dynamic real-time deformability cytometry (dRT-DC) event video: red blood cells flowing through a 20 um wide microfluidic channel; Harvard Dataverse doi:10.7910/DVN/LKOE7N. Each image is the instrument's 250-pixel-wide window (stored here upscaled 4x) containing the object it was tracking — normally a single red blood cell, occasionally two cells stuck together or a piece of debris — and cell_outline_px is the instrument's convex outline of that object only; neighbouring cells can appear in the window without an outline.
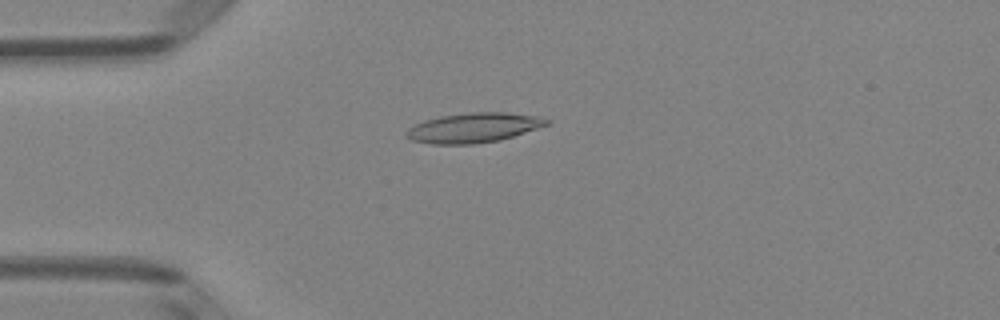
{"species": "Egyptian fruit bat (a non-hibernating species)", "species_latin": "Rousettus aegyptiacus", "temperature_condition": "room temperature", "stored_images_in_passage": 44, "camera_frame_rate_fps": 3000, "um_per_image_px": 0.085, "animal": {"sex": "female"}, "frame": {"image": 1, "passage_image": 7, "time_ms": 2.0, "image_size_px": [1000, 320], "cell_outline_px": [[548, 124], [500, 140], [472, 144], [432, 144], [412, 140], [404, 132], [408, 128], [424, 120], [440, 116], [472, 112], [504, 112], [536, 116], [548, 120]], "centroid_in_image_um": [40.2, 10.85], "position_along_channel_um": 44.8, "area_um2": 23.93}}
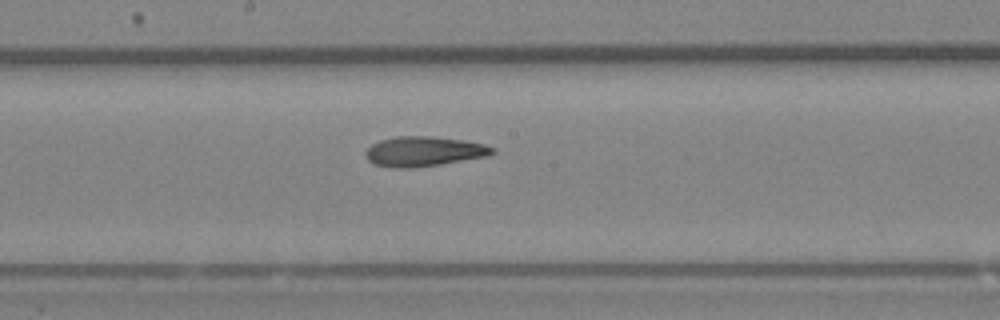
{"frame": {"image": 2, "passage_image": 21, "time_ms": 6.667, "image_size_px": [1000, 320], "cell_outline_px": [[496, 152], [488, 156], [440, 164], [412, 168], [392, 168], [372, 164], [364, 156], [364, 152], [372, 144], [380, 140], [396, 136], [432, 136], [464, 140], [484, 144], [496, 148]], "centroid_in_image_um": [36.01, 12.87], "position_along_channel_um": 212.2, "area_um2": 22.31}}
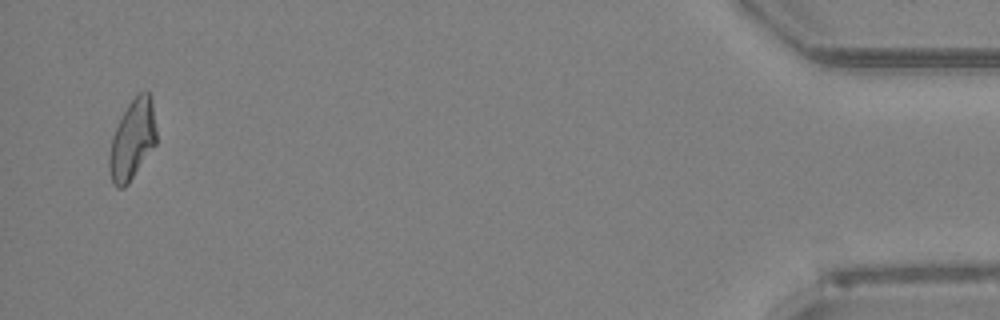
{"frame": {"image": 3, "passage_image": 43, "time_ms": 14.0, "image_size_px": [1000, 320], "cell_outline_px": [[156, 144], [128, 184], [124, 188], [116, 188], [112, 184], [108, 168], [108, 156], [112, 136], [128, 104], [140, 92], [148, 92], [152, 104], [156, 128]], "centroid_in_image_um": [11.23, 11.94], "position_along_channel_um": 424.0, "area_um2": 21.79}, "authors_computed_cell_mechanics": {"area_um2": 22.0507, "velocity_mm_per_s": 4.0177, "shape_relaxation_time_tau1_ms": 6.4109, "shape_relaxation_time_tau2_ms": 3.212, "deformation_change_tau1": 0.2062, "deformation_change_tau2": 0.128}}